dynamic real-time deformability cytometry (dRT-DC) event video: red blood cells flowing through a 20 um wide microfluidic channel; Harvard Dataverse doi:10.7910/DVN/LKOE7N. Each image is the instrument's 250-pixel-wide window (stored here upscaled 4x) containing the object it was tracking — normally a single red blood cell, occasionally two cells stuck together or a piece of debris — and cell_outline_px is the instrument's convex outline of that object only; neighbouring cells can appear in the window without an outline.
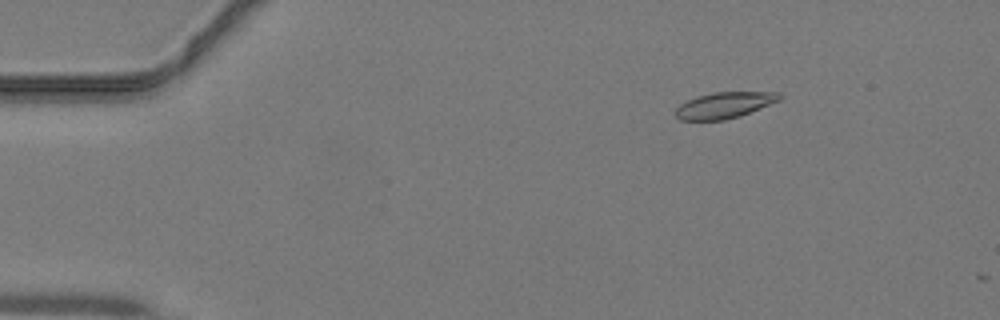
{"species": "common noctule bat (a hibernating species)", "species_latin": "Nyctalus noctula", "temperature_condition": "warm", "stored_images_in_passage": 9, "camera_frame_rate_fps": 3000, "um_per_image_px": 0.085, "animal": {"sex": "male", "body_mass_g": 19.2, "forearm_length_mm": 51.8}, "frame": {"image": 1, "passage_image": 7, "time_ms": 2.0, "image_size_px": [1000, 320], "cell_outline_px": [[784, 96], [780, 100], [740, 116], [724, 120], [680, 120], [676, 116], [676, 108], [680, 104], [696, 96], [712, 92], [780, 92]], "centroid_in_image_um": [61.59, 8.93], "position_along_channel_um": 23.4, "area_um2": 15.84}}